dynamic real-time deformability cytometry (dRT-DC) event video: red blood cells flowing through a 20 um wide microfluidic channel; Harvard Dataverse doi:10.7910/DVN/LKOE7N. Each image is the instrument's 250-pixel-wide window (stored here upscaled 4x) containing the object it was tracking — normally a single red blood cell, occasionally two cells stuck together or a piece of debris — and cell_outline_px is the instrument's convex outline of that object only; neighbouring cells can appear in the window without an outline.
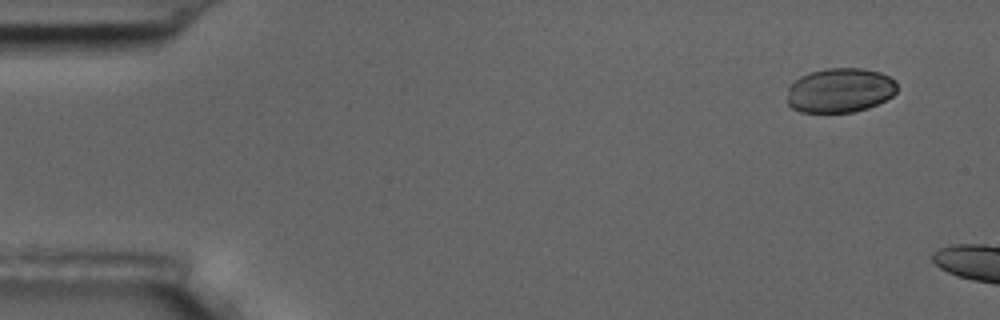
{"species": "common noctule bat (a hibernating species)", "species_latin": "Nyctalus noctula", "temperature_condition": "room temperature", "stored_images_in_passage": 3, "camera_frame_rate_fps": 3000, "um_per_image_px": 0.085, "animal": {"sex": "male", "body_mass_g": 17.5, "forearm_length_mm": 52.3}, "frame": {"image": 1, "passage_image": 1, "time_ms": 0.0, "image_size_px": [1000, 320], "cell_outline_px": [[896, 92], [892, 96], [868, 108], [852, 112], [800, 112], [792, 108], [788, 104], [788, 88], [792, 80], [800, 76], [812, 72], [828, 68], [864, 68], [880, 72], [896, 80]], "centroid_in_image_um": [71.38, 7.67], "position_along_channel_um": 13.6, "area_um2": 28.61}}